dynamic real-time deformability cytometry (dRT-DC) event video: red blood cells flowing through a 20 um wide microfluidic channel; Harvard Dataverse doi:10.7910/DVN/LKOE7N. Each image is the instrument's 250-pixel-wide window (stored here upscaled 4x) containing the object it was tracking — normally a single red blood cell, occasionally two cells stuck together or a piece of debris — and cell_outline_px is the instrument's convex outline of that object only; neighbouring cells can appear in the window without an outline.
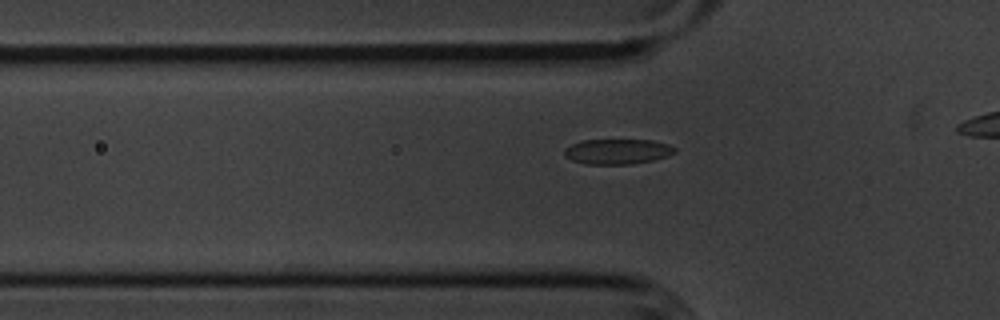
{"species": "common noctule bat (a hibernating species)", "species_latin": "Nyctalus noctula", "temperature_condition": "cold", "stored_images_in_passage": 33, "camera_frame_rate_fps": 3000, "um_per_image_px": 0.085, "animal": {"sex": "male", "body_mass_g": 20.1, "forearm_length_mm": 53.5}, "frame": {"image": 1, "passage_image": 13, "time_ms": 4.0, "image_size_px": [1000, 320], "cell_outline_px": [[676, 152], [668, 156], [652, 160], [632, 164], [584, 164], [572, 160], [564, 156], [564, 148], [580, 140], [652, 140], [668, 144], [676, 148]], "centroid_in_image_um": [52.47, 12.88], "position_along_channel_um": 73.3, "area_um2": 16.3}}
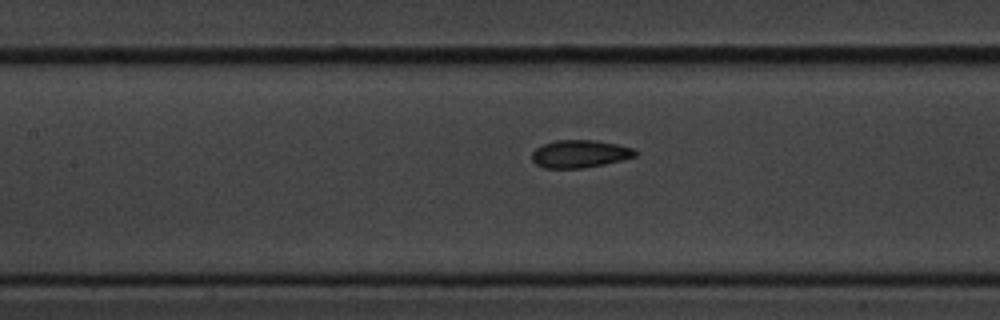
{"frame": {"image": 2, "passage_image": 20, "time_ms": 6.333, "image_size_px": [1000, 320], "cell_outline_px": [[636, 156], [604, 164], [584, 168], [544, 168], [536, 164], [532, 160], [532, 152], [536, 148], [544, 144], [556, 140], [596, 140], [616, 144], [632, 148], [636, 152]], "centroid_in_image_um": [49.25, 13.08], "position_along_channel_um": 158.1, "area_um2": 16.53}}
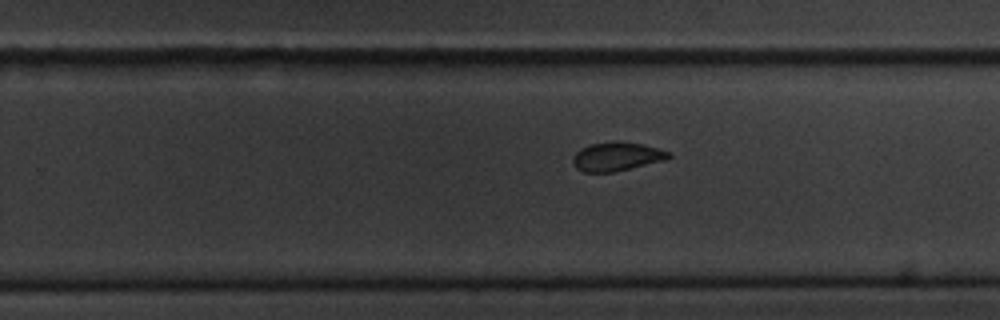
{"frame": {"image": 3, "passage_image": 30, "time_ms": 9.667, "image_size_px": [1000, 320], "cell_outline_px": [[672, 156], [664, 160], [612, 172], [584, 172], [576, 168], [572, 164], [572, 156], [580, 148], [592, 144], [612, 140], [616, 140], [644, 144], [668, 152]], "centroid_in_image_um": [52.36, 13.29], "position_along_channel_um": 277.4, "area_um2": 16.07}}